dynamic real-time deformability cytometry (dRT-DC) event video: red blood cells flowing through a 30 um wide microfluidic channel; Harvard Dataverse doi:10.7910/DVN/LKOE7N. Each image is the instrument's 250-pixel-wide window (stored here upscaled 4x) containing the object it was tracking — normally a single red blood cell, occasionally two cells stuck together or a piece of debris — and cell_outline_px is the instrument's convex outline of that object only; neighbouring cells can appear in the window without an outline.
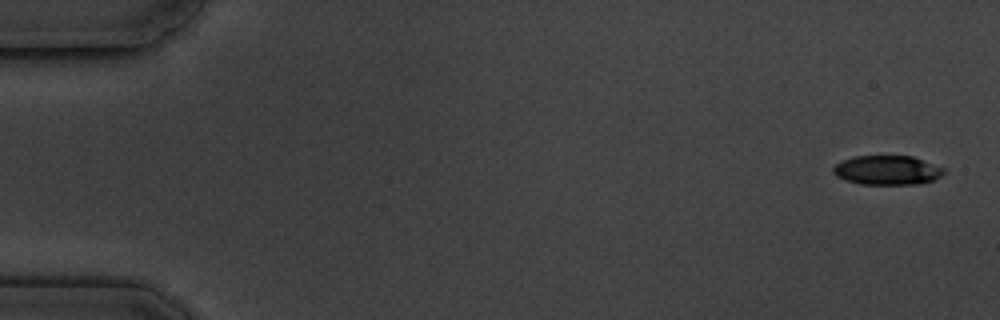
{"species": "common noctule bat (a hibernating species)", "species_latin": "Nyctalus noctula", "temperature_condition": "cold", "stored_images_in_passage": 5, "camera_frame_rate_fps": 3000, "um_per_image_px": 0.085, "animal": {"sex": "male", "body_mass_g": 19.5, "forearm_length_mm": 54.6}, "frame": {"image": 1, "passage_image": 1, "time_ms": 0.0, "image_size_px": [1000, 320], "cell_outline_px": [[944, 172], [940, 176], [932, 180], [916, 184], [860, 184], [844, 180], [836, 176], [832, 172], [832, 168], [836, 164], [852, 156], [912, 156], [944, 168]], "centroid_in_image_um": [75.36, 14.46], "position_along_channel_um": 9.6, "area_um2": 18.79}}
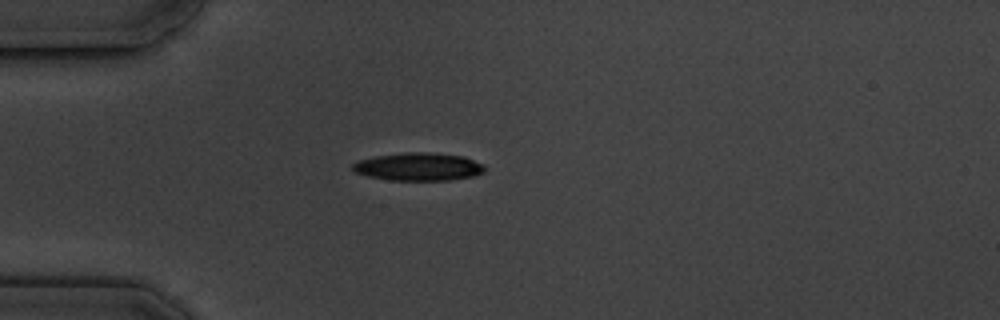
{"frame": {"image": 2, "passage_image": 5, "time_ms": 4.667, "image_size_px": [1000, 320], "cell_outline_px": [[484, 172], [472, 176], [448, 180], [388, 180], [368, 176], [352, 172], [352, 164], [356, 160], [376, 156], [404, 152], [424, 152], [464, 156], [484, 164]], "centroid_in_image_um": [35.52, 14.17], "position_along_channel_um": 49.5, "area_um2": 21.56}}